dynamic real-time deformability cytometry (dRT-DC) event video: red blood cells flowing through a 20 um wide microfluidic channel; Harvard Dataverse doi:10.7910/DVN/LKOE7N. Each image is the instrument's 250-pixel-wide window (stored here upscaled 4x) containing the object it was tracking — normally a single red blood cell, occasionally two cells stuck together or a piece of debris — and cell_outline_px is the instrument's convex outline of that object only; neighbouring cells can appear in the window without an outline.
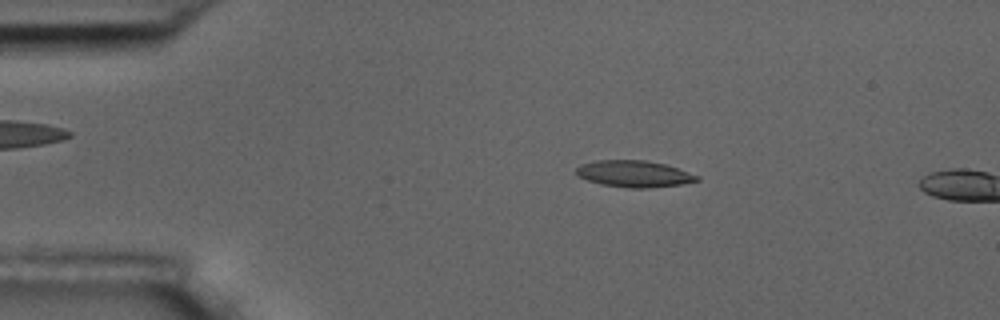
{"species": "common noctule bat (a hibernating species)", "species_latin": "Nyctalus noctula", "temperature_condition": "room temperature", "stored_images_in_passage": 3, "camera_frame_rate_fps": 3000, "um_per_image_px": 0.085, "animal": {"sex": "male", "body_mass_g": 17.5, "forearm_length_mm": 52.3}, "frame": {"image": 1, "passage_image": 2, "time_ms": 1.333, "image_size_px": [1000, 320], "cell_outline_px": [[700, 180], [680, 184], [648, 188], [628, 188], [600, 184], [576, 176], [576, 168], [580, 164], [596, 160], [644, 160], [664, 164], [700, 176]], "centroid_in_image_um": [53.85, 14.77], "position_along_channel_um": 31.2, "area_um2": 18.67}}